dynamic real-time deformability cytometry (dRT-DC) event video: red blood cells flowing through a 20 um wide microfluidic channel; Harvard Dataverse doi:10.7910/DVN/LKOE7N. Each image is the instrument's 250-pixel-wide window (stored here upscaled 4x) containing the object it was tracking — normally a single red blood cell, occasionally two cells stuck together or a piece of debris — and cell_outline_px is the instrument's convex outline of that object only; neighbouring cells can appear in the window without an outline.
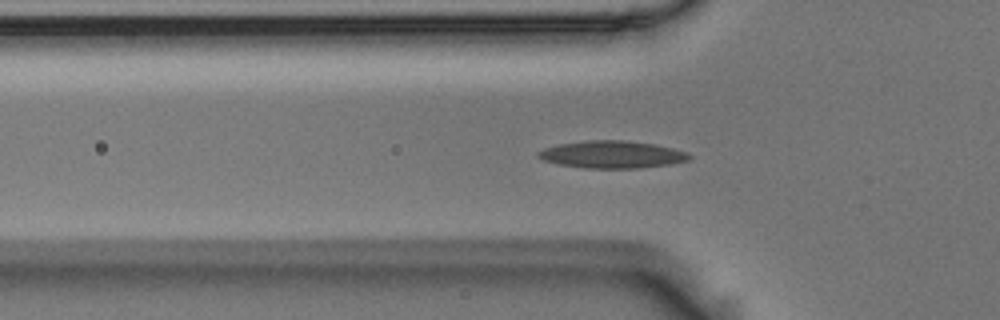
{"species": "Egyptian fruit bat (a non-hibernating species)", "species_latin": "Rousettus aegyptiacus", "temperature_condition": "room temperature", "stored_images_in_passage": 48, "camera_frame_rate_fps": 3000, "um_per_image_px": 0.085, "animal": {"sex": "male"}, "frame": {"image": 1, "passage_image": 16, "time_ms": 5.0, "image_size_px": [1000, 320], "cell_outline_px": [[692, 156], [688, 160], [668, 164], [636, 168], [584, 168], [560, 164], [544, 160], [536, 156], [536, 152], [544, 148], [560, 144], [584, 140], [624, 140], [656, 144], [688, 152]], "centroid_in_image_um": [52.01, 13.12], "position_along_channel_um": 73.8, "area_um2": 23.99}}
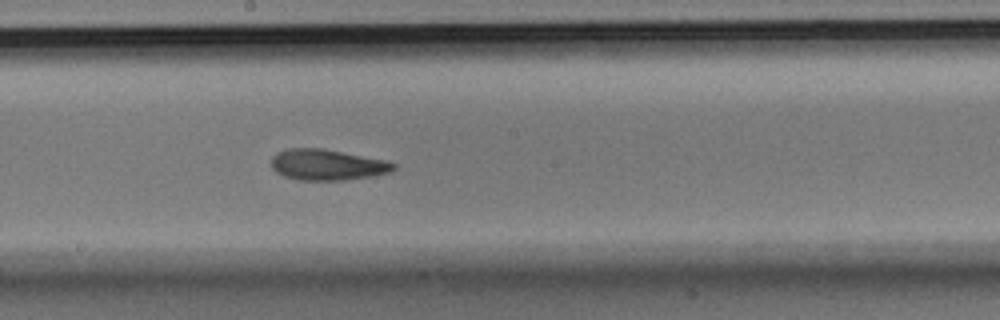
{"frame": {"image": 2, "passage_image": 28, "time_ms": 9.0, "image_size_px": [1000, 320], "cell_outline_px": [[396, 168], [392, 172], [376, 176], [344, 180], [296, 180], [284, 176], [276, 172], [272, 168], [272, 156], [276, 152], [288, 148], [324, 148], [388, 160], [396, 164]], "centroid_in_image_um": [27.86, 14.0], "position_along_channel_um": 220.3, "area_um2": 22.48}}
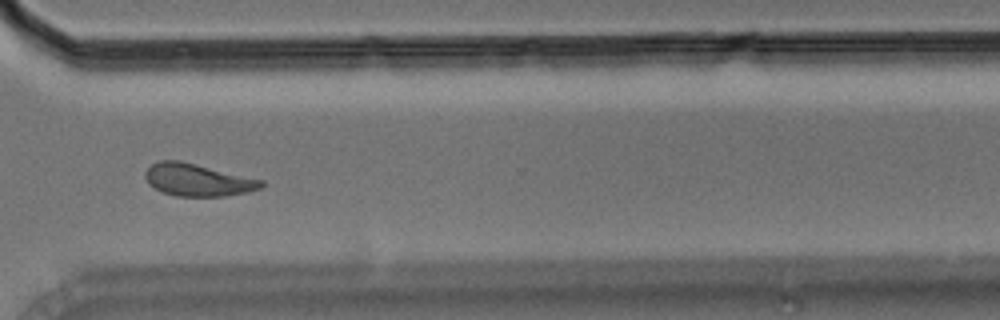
{"frame": {"image": 3, "passage_image": 39, "time_ms": 12.667, "image_size_px": [1000, 320], "cell_outline_px": [[264, 184], [260, 188], [248, 192], [224, 196], [176, 196], [164, 192], [148, 184], [144, 176], [144, 172], [152, 164], [160, 160], [180, 160], [264, 180]], "centroid_in_image_um": [16.8, 15.28], "position_along_channel_um": 353.8, "area_um2": 21.85}, "authors_computed_cell_mechanics": {"area_um2": 21.5883, "velocity_mm_per_s": 3.639, "shape_relaxation_time_tau1_ms": 6.2941, "shape_relaxation_time_tau2_ms": 3.0696, "deformation_change_tau1": 0.15, "deformation_change_tau2": 0.0974}}